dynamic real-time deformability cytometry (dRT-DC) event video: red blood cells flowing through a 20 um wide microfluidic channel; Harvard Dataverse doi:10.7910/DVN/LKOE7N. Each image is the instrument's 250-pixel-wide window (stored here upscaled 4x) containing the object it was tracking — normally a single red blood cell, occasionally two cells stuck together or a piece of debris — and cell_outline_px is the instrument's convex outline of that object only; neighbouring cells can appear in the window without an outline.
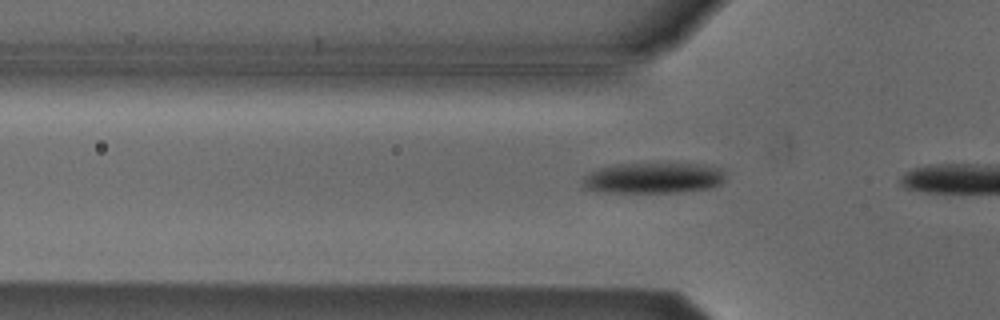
{"species": "Egyptian fruit bat (a non-hibernating species)", "species_latin": "Rousettus aegyptiacus", "temperature_condition": "cold", "stored_images_in_passage": 7, "camera_frame_rate_fps": 3000, "um_per_image_px": 0.085, "animal": {"sex": "male"}, "frame": {"image": 1, "passage_image": 4, "time_ms": 1.0, "image_size_px": [1000, 320], "cell_outline_px": [[724, 180], [720, 184], [712, 188], [680, 192], [604, 192], [588, 188], [580, 180], [588, 172], [600, 168], [616, 164], [704, 164], [720, 168], [724, 172]], "centroid_in_image_um": [55.56, 15.13], "position_along_channel_um": 70.2, "area_um2": 25.49}}